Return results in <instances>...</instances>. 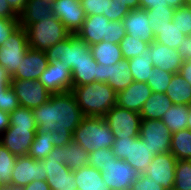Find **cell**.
<instances>
[{
	"label": "cell",
	"instance_id": "cell-34",
	"mask_svg": "<svg viewBox=\"0 0 191 190\" xmlns=\"http://www.w3.org/2000/svg\"><path fill=\"white\" fill-rule=\"evenodd\" d=\"M51 136V132L43 133L37 130L28 156L36 160L45 159L54 148L53 138Z\"/></svg>",
	"mask_w": 191,
	"mask_h": 190
},
{
	"label": "cell",
	"instance_id": "cell-19",
	"mask_svg": "<svg viewBox=\"0 0 191 190\" xmlns=\"http://www.w3.org/2000/svg\"><path fill=\"white\" fill-rule=\"evenodd\" d=\"M48 64L45 51L29 47L19 64V68L11 79L38 80Z\"/></svg>",
	"mask_w": 191,
	"mask_h": 190
},
{
	"label": "cell",
	"instance_id": "cell-2",
	"mask_svg": "<svg viewBox=\"0 0 191 190\" xmlns=\"http://www.w3.org/2000/svg\"><path fill=\"white\" fill-rule=\"evenodd\" d=\"M21 24L27 33L29 47L40 51H46L71 34L57 17L45 9H32L21 18Z\"/></svg>",
	"mask_w": 191,
	"mask_h": 190
},
{
	"label": "cell",
	"instance_id": "cell-3",
	"mask_svg": "<svg viewBox=\"0 0 191 190\" xmlns=\"http://www.w3.org/2000/svg\"><path fill=\"white\" fill-rule=\"evenodd\" d=\"M71 92L84 116L103 117L117 105V93L106 83L95 81L72 87Z\"/></svg>",
	"mask_w": 191,
	"mask_h": 190
},
{
	"label": "cell",
	"instance_id": "cell-8",
	"mask_svg": "<svg viewBox=\"0 0 191 190\" xmlns=\"http://www.w3.org/2000/svg\"><path fill=\"white\" fill-rule=\"evenodd\" d=\"M115 139L138 138L142 118L139 113L115 105L104 116Z\"/></svg>",
	"mask_w": 191,
	"mask_h": 190
},
{
	"label": "cell",
	"instance_id": "cell-57",
	"mask_svg": "<svg viewBox=\"0 0 191 190\" xmlns=\"http://www.w3.org/2000/svg\"><path fill=\"white\" fill-rule=\"evenodd\" d=\"M57 0H31L33 9H47L52 3Z\"/></svg>",
	"mask_w": 191,
	"mask_h": 190
},
{
	"label": "cell",
	"instance_id": "cell-33",
	"mask_svg": "<svg viewBox=\"0 0 191 190\" xmlns=\"http://www.w3.org/2000/svg\"><path fill=\"white\" fill-rule=\"evenodd\" d=\"M62 159L71 170L88 165V153L73 140L63 147Z\"/></svg>",
	"mask_w": 191,
	"mask_h": 190
},
{
	"label": "cell",
	"instance_id": "cell-27",
	"mask_svg": "<svg viewBox=\"0 0 191 190\" xmlns=\"http://www.w3.org/2000/svg\"><path fill=\"white\" fill-rule=\"evenodd\" d=\"M91 53L98 64L105 66L114 65L124 59L120 45L106 41L92 45Z\"/></svg>",
	"mask_w": 191,
	"mask_h": 190
},
{
	"label": "cell",
	"instance_id": "cell-48",
	"mask_svg": "<svg viewBox=\"0 0 191 190\" xmlns=\"http://www.w3.org/2000/svg\"><path fill=\"white\" fill-rule=\"evenodd\" d=\"M130 190H164L163 186L158 185L151 178L143 174H139L138 177L133 182Z\"/></svg>",
	"mask_w": 191,
	"mask_h": 190
},
{
	"label": "cell",
	"instance_id": "cell-58",
	"mask_svg": "<svg viewBox=\"0 0 191 190\" xmlns=\"http://www.w3.org/2000/svg\"><path fill=\"white\" fill-rule=\"evenodd\" d=\"M130 10L140 8V0H120Z\"/></svg>",
	"mask_w": 191,
	"mask_h": 190
},
{
	"label": "cell",
	"instance_id": "cell-21",
	"mask_svg": "<svg viewBox=\"0 0 191 190\" xmlns=\"http://www.w3.org/2000/svg\"><path fill=\"white\" fill-rule=\"evenodd\" d=\"M126 34L132 38L139 37L148 44L155 41L153 28L149 25V19L145 9L130 10L122 20Z\"/></svg>",
	"mask_w": 191,
	"mask_h": 190
},
{
	"label": "cell",
	"instance_id": "cell-36",
	"mask_svg": "<svg viewBox=\"0 0 191 190\" xmlns=\"http://www.w3.org/2000/svg\"><path fill=\"white\" fill-rule=\"evenodd\" d=\"M16 158L0 143V185H10Z\"/></svg>",
	"mask_w": 191,
	"mask_h": 190
},
{
	"label": "cell",
	"instance_id": "cell-44",
	"mask_svg": "<svg viewBox=\"0 0 191 190\" xmlns=\"http://www.w3.org/2000/svg\"><path fill=\"white\" fill-rule=\"evenodd\" d=\"M14 89L9 86L5 93H0V110L11 113L19 107Z\"/></svg>",
	"mask_w": 191,
	"mask_h": 190
},
{
	"label": "cell",
	"instance_id": "cell-39",
	"mask_svg": "<svg viewBox=\"0 0 191 190\" xmlns=\"http://www.w3.org/2000/svg\"><path fill=\"white\" fill-rule=\"evenodd\" d=\"M9 126L38 128L35 122L33 111L30 108L19 106L15 111L9 113Z\"/></svg>",
	"mask_w": 191,
	"mask_h": 190
},
{
	"label": "cell",
	"instance_id": "cell-4",
	"mask_svg": "<svg viewBox=\"0 0 191 190\" xmlns=\"http://www.w3.org/2000/svg\"><path fill=\"white\" fill-rule=\"evenodd\" d=\"M73 141L87 153L99 149H109L115 137L103 117L85 116L73 132Z\"/></svg>",
	"mask_w": 191,
	"mask_h": 190
},
{
	"label": "cell",
	"instance_id": "cell-23",
	"mask_svg": "<svg viewBox=\"0 0 191 190\" xmlns=\"http://www.w3.org/2000/svg\"><path fill=\"white\" fill-rule=\"evenodd\" d=\"M110 21L104 15L86 16L81 28L76 35L88 45L108 42V26Z\"/></svg>",
	"mask_w": 191,
	"mask_h": 190
},
{
	"label": "cell",
	"instance_id": "cell-17",
	"mask_svg": "<svg viewBox=\"0 0 191 190\" xmlns=\"http://www.w3.org/2000/svg\"><path fill=\"white\" fill-rule=\"evenodd\" d=\"M72 70L68 65L60 61H53L40 75L38 81L43 84L50 93H63L72 89Z\"/></svg>",
	"mask_w": 191,
	"mask_h": 190
},
{
	"label": "cell",
	"instance_id": "cell-16",
	"mask_svg": "<svg viewBox=\"0 0 191 190\" xmlns=\"http://www.w3.org/2000/svg\"><path fill=\"white\" fill-rule=\"evenodd\" d=\"M38 128L9 126L0 135V143L14 156H28Z\"/></svg>",
	"mask_w": 191,
	"mask_h": 190
},
{
	"label": "cell",
	"instance_id": "cell-38",
	"mask_svg": "<svg viewBox=\"0 0 191 190\" xmlns=\"http://www.w3.org/2000/svg\"><path fill=\"white\" fill-rule=\"evenodd\" d=\"M148 15L149 25L152 28L164 27L168 25L173 18L175 8L173 7H155L145 10Z\"/></svg>",
	"mask_w": 191,
	"mask_h": 190
},
{
	"label": "cell",
	"instance_id": "cell-45",
	"mask_svg": "<svg viewBox=\"0 0 191 190\" xmlns=\"http://www.w3.org/2000/svg\"><path fill=\"white\" fill-rule=\"evenodd\" d=\"M86 16L104 15L106 17V2L109 0H80Z\"/></svg>",
	"mask_w": 191,
	"mask_h": 190
},
{
	"label": "cell",
	"instance_id": "cell-29",
	"mask_svg": "<svg viewBox=\"0 0 191 190\" xmlns=\"http://www.w3.org/2000/svg\"><path fill=\"white\" fill-rule=\"evenodd\" d=\"M190 105L174 104L169 110L163 115L162 121L166 127L172 132H178L182 129L187 128L188 117H189Z\"/></svg>",
	"mask_w": 191,
	"mask_h": 190
},
{
	"label": "cell",
	"instance_id": "cell-42",
	"mask_svg": "<svg viewBox=\"0 0 191 190\" xmlns=\"http://www.w3.org/2000/svg\"><path fill=\"white\" fill-rule=\"evenodd\" d=\"M111 159H117L113 153V149H99L88 153V165L102 172V167L106 166Z\"/></svg>",
	"mask_w": 191,
	"mask_h": 190
},
{
	"label": "cell",
	"instance_id": "cell-59",
	"mask_svg": "<svg viewBox=\"0 0 191 190\" xmlns=\"http://www.w3.org/2000/svg\"><path fill=\"white\" fill-rule=\"evenodd\" d=\"M165 3H168L170 7L178 8L181 6H185L184 0H165Z\"/></svg>",
	"mask_w": 191,
	"mask_h": 190
},
{
	"label": "cell",
	"instance_id": "cell-56",
	"mask_svg": "<svg viewBox=\"0 0 191 190\" xmlns=\"http://www.w3.org/2000/svg\"><path fill=\"white\" fill-rule=\"evenodd\" d=\"M10 115L8 112L0 110V135L9 127Z\"/></svg>",
	"mask_w": 191,
	"mask_h": 190
},
{
	"label": "cell",
	"instance_id": "cell-18",
	"mask_svg": "<svg viewBox=\"0 0 191 190\" xmlns=\"http://www.w3.org/2000/svg\"><path fill=\"white\" fill-rule=\"evenodd\" d=\"M133 81L127 59L110 66L98 64V82L108 84L116 93L126 89Z\"/></svg>",
	"mask_w": 191,
	"mask_h": 190
},
{
	"label": "cell",
	"instance_id": "cell-54",
	"mask_svg": "<svg viewBox=\"0 0 191 190\" xmlns=\"http://www.w3.org/2000/svg\"><path fill=\"white\" fill-rule=\"evenodd\" d=\"M19 190H51L50 186L46 183V180L33 181L28 185L20 188Z\"/></svg>",
	"mask_w": 191,
	"mask_h": 190
},
{
	"label": "cell",
	"instance_id": "cell-31",
	"mask_svg": "<svg viewBox=\"0 0 191 190\" xmlns=\"http://www.w3.org/2000/svg\"><path fill=\"white\" fill-rule=\"evenodd\" d=\"M153 35L155 42L176 50L186 37L176 25H173L172 21L164 27L153 28Z\"/></svg>",
	"mask_w": 191,
	"mask_h": 190
},
{
	"label": "cell",
	"instance_id": "cell-52",
	"mask_svg": "<svg viewBox=\"0 0 191 190\" xmlns=\"http://www.w3.org/2000/svg\"><path fill=\"white\" fill-rule=\"evenodd\" d=\"M9 86H11V76L7 70L0 65V93H5Z\"/></svg>",
	"mask_w": 191,
	"mask_h": 190
},
{
	"label": "cell",
	"instance_id": "cell-46",
	"mask_svg": "<svg viewBox=\"0 0 191 190\" xmlns=\"http://www.w3.org/2000/svg\"><path fill=\"white\" fill-rule=\"evenodd\" d=\"M21 24V19H7L0 17V46L8 39L11 33Z\"/></svg>",
	"mask_w": 191,
	"mask_h": 190
},
{
	"label": "cell",
	"instance_id": "cell-37",
	"mask_svg": "<svg viewBox=\"0 0 191 190\" xmlns=\"http://www.w3.org/2000/svg\"><path fill=\"white\" fill-rule=\"evenodd\" d=\"M119 45L123 58L127 60L132 57H138L149 46L147 42H144L139 37L132 38L128 34L125 35Z\"/></svg>",
	"mask_w": 191,
	"mask_h": 190
},
{
	"label": "cell",
	"instance_id": "cell-14",
	"mask_svg": "<svg viewBox=\"0 0 191 190\" xmlns=\"http://www.w3.org/2000/svg\"><path fill=\"white\" fill-rule=\"evenodd\" d=\"M46 177L47 173L44 172L41 160L29 156L17 157L10 186L15 190H19L33 181L46 180Z\"/></svg>",
	"mask_w": 191,
	"mask_h": 190
},
{
	"label": "cell",
	"instance_id": "cell-15",
	"mask_svg": "<svg viewBox=\"0 0 191 190\" xmlns=\"http://www.w3.org/2000/svg\"><path fill=\"white\" fill-rule=\"evenodd\" d=\"M176 163L171 152L155 155L143 175L163 186L164 190H173Z\"/></svg>",
	"mask_w": 191,
	"mask_h": 190
},
{
	"label": "cell",
	"instance_id": "cell-7",
	"mask_svg": "<svg viewBox=\"0 0 191 190\" xmlns=\"http://www.w3.org/2000/svg\"><path fill=\"white\" fill-rule=\"evenodd\" d=\"M112 149L117 159L129 162L138 174H143L155 156L140 137L115 139Z\"/></svg>",
	"mask_w": 191,
	"mask_h": 190
},
{
	"label": "cell",
	"instance_id": "cell-61",
	"mask_svg": "<svg viewBox=\"0 0 191 190\" xmlns=\"http://www.w3.org/2000/svg\"><path fill=\"white\" fill-rule=\"evenodd\" d=\"M0 190H15L10 185H0Z\"/></svg>",
	"mask_w": 191,
	"mask_h": 190
},
{
	"label": "cell",
	"instance_id": "cell-24",
	"mask_svg": "<svg viewBox=\"0 0 191 190\" xmlns=\"http://www.w3.org/2000/svg\"><path fill=\"white\" fill-rule=\"evenodd\" d=\"M173 105L166 93L153 92L144 103L139 114L142 119L161 120Z\"/></svg>",
	"mask_w": 191,
	"mask_h": 190
},
{
	"label": "cell",
	"instance_id": "cell-13",
	"mask_svg": "<svg viewBox=\"0 0 191 190\" xmlns=\"http://www.w3.org/2000/svg\"><path fill=\"white\" fill-rule=\"evenodd\" d=\"M46 10L57 17L71 34L77 33L86 18L80 0H57Z\"/></svg>",
	"mask_w": 191,
	"mask_h": 190
},
{
	"label": "cell",
	"instance_id": "cell-55",
	"mask_svg": "<svg viewBox=\"0 0 191 190\" xmlns=\"http://www.w3.org/2000/svg\"><path fill=\"white\" fill-rule=\"evenodd\" d=\"M179 74L187 81L191 87V61L184 60Z\"/></svg>",
	"mask_w": 191,
	"mask_h": 190
},
{
	"label": "cell",
	"instance_id": "cell-60",
	"mask_svg": "<svg viewBox=\"0 0 191 190\" xmlns=\"http://www.w3.org/2000/svg\"><path fill=\"white\" fill-rule=\"evenodd\" d=\"M187 129L191 131V105L189 110V117H188Z\"/></svg>",
	"mask_w": 191,
	"mask_h": 190
},
{
	"label": "cell",
	"instance_id": "cell-26",
	"mask_svg": "<svg viewBox=\"0 0 191 190\" xmlns=\"http://www.w3.org/2000/svg\"><path fill=\"white\" fill-rule=\"evenodd\" d=\"M128 61L134 81L142 83L147 82L151 73H155L150 54V44L142 54H139L138 57H132L131 59H128Z\"/></svg>",
	"mask_w": 191,
	"mask_h": 190
},
{
	"label": "cell",
	"instance_id": "cell-10",
	"mask_svg": "<svg viewBox=\"0 0 191 190\" xmlns=\"http://www.w3.org/2000/svg\"><path fill=\"white\" fill-rule=\"evenodd\" d=\"M172 134L162 120L142 119L139 137L153 155L170 152Z\"/></svg>",
	"mask_w": 191,
	"mask_h": 190
},
{
	"label": "cell",
	"instance_id": "cell-47",
	"mask_svg": "<svg viewBox=\"0 0 191 190\" xmlns=\"http://www.w3.org/2000/svg\"><path fill=\"white\" fill-rule=\"evenodd\" d=\"M125 27L122 21H114L109 23L108 26V42L119 44L121 40L125 37Z\"/></svg>",
	"mask_w": 191,
	"mask_h": 190
},
{
	"label": "cell",
	"instance_id": "cell-49",
	"mask_svg": "<svg viewBox=\"0 0 191 190\" xmlns=\"http://www.w3.org/2000/svg\"><path fill=\"white\" fill-rule=\"evenodd\" d=\"M6 2L21 18L33 9L31 0H6Z\"/></svg>",
	"mask_w": 191,
	"mask_h": 190
},
{
	"label": "cell",
	"instance_id": "cell-35",
	"mask_svg": "<svg viewBox=\"0 0 191 190\" xmlns=\"http://www.w3.org/2000/svg\"><path fill=\"white\" fill-rule=\"evenodd\" d=\"M173 190H191V160H177Z\"/></svg>",
	"mask_w": 191,
	"mask_h": 190
},
{
	"label": "cell",
	"instance_id": "cell-5",
	"mask_svg": "<svg viewBox=\"0 0 191 190\" xmlns=\"http://www.w3.org/2000/svg\"><path fill=\"white\" fill-rule=\"evenodd\" d=\"M49 63L53 61L62 62L72 70L82 61L93 60L91 46L76 34H70L67 38L51 46L45 51Z\"/></svg>",
	"mask_w": 191,
	"mask_h": 190
},
{
	"label": "cell",
	"instance_id": "cell-20",
	"mask_svg": "<svg viewBox=\"0 0 191 190\" xmlns=\"http://www.w3.org/2000/svg\"><path fill=\"white\" fill-rule=\"evenodd\" d=\"M152 93L151 87L146 82L133 81L126 89L117 93V105L140 113Z\"/></svg>",
	"mask_w": 191,
	"mask_h": 190
},
{
	"label": "cell",
	"instance_id": "cell-43",
	"mask_svg": "<svg viewBox=\"0 0 191 190\" xmlns=\"http://www.w3.org/2000/svg\"><path fill=\"white\" fill-rule=\"evenodd\" d=\"M130 9L124 6L120 0H109L106 2V18L111 21H122Z\"/></svg>",
	"mask_w": 191,
	"mask_h": 190
},
{
	"label": "cell",
	"instance_id": "cell-28",
	"mask_svg": "<svg viewBox=\"0 0 191 190\" xmlns=\"http://www.w3.org/2000/svg\"><path fill=\"white\" fill-rule=\"evenodd\" d=\"M166 94L173 104L191 105V87L179 73L173 74Z\"/></svg>",
	"mask_w": 191,
	"mask_h": 190
},
{
	"label": "cell",
	"instance_id": "cell-32",
	"mask_svg": "<svg viewBox=\"0 0 191 190\" xmlns=\"http://www.w3.org/2000/svg\"><path fill=\"white\" fill-rule=\"evenodd\" d=\"M171 154L177 160H191V131L182 129L172 134Z\"/></svg>",
	"mask_w": 191,
	"mask_h": 190
},
{
	"label": "cell",
	"instance_id": "cell-9",
	"mask_svg": "<svg viewBox=\"0 0 191 190\" xmlns=\"http://www.w3.org/2000/svg\"><path fill=\"white\" fill-rule=\"evenodd\" d=\"M28 49L27 33L20 24L0 46V65L11 77L16 73Z\"/></svg>",
	"mask_w": 191,
	"mask_h": 190
},
{
	"label": "cell",
	"instance_id": "cell-22",
	"mask_svg": "<svg viewBox=\"0 0 191 190\" xmlns=\"http://www.w3.org/2000/svg\"><path fill=\"white\" fill-rule=\"evenodd\" d=\"M150 54L154 68H160L163 71L179 73L184 62V58L176 49L167 47L158 42L150 43Z\"/></svg>",
	"mask_w": 191,
	"mask_h": 190
},
{
	"label": "cell",
	"instance_id": "cell-1",
	"mask_svg": "<svg viewBox=\"0 0 191 190\" xmlns=\"http://www.w3.org/2000/svg\"><path fill=\"white\" fill-rule=\"evenodd\" d=\"M32 111L38 130L51 132L54 147L69 144L74 130L85 117L71 91L51 93L46 103Z\"/></svg>",
	"mask_w": 191,
	"mask_h": 190
},
{
	"label": "cell",
	"instance_id": "cell-30",
	"mask_svg": "<svg viewBox=\"0 0 191 190\" xmlns=\"http://www.w3.org/2000/svg\"><path fill=\"white\" fill-rule=\"evenodd\" d=\"M72 87L98 81V63L95 59L82 61L72 69Z\"/></svg>",
	"mask_w": 191,
	"mask_h": 190
},
{
	"label": "cell",
	"instance_id": "cell-41",
	"mask_svg": "<svg viewBox=\"0 0 191 190\" xmlns=\"http://www.w3.org/2000/svg\"><path fill=\"white\" fill-rule=\"evenodd\" d=\"M172 77L173 73L155 68V73H151L146 83L151 87L152 92L166 93Z\"/></svg>",
	"mask_w": 191,
	"mask_h": 190
},
{
	"label": "cell",
	"instance_id": "cell-50",
	"mask_svg": "<svg viewBox=\"0 0 191 190\" xmlns=\"http://www.w3.org/2000/svg\"><path fill=\"white\" fill-rule=\"evenodd\" d=\"M0 17L7 19H21L6 0H0Z\"/></svg>",
	"mask_w": 191,
	"mask_h": 190
},
{
	"label": "cell",
	"instance_id": "cell-11",
	"mask_svg": "<svg viewBox=\"0 0 191 190\" xmlns=\"http://www.w3.org/2000/svg\"><path fill=\"white\" fill-rule=\"evenodd\" d=\"M102 178L108 190H130L138 173L123 159H111L102 167Z\"/></svg>",
	"mask_w": 191,
	"mask_h": 190
},
{
	"label": "cell",
	"instance_id": "cell-6",
	"mask_svg": "<svg viewBox=\"0 0 191 190\" xmlns=\"http://www.w3.org/2000/svg\"><path fill=\"white\" fill-rule=\"evenodd\" d=\"M62 147H54L52 152L41 160L44 172L47 173L46 183L51 190H78L74 171L62 159Z\"/></svg>",
	"mask_w": 191,
	"mask_h": 190
},
{
	"label": "cell",
	"instance_id": "cell-25",
	"mask_svg": "<svg viewBox=\"0 0 191 190\" xmlns=\"http://www.w3.org/2000/svg\"><path fill=\"white\" fill-rule=\"evenodd\" d=\"M73 171L78 190H108L101 172L96 168L87 165Z\"/></svg>",
	"mask_w": 191,
	"mask_h": 190
},
{
	"label": "cell",
	"instance_id": "cell-53",
	"mask_svg": "<svg viewBox=\"0 0 191 190\" xmlns=\"http://www.w3.org/2000/svg\"><path fill=\"white\" fill-rule=\"evenodd\" d=\"M155 7H170L165 0H140V9H150Z\"/></svg>",
	"mask_w": 191,
	"mask_h": 190
},
{
	"label": "cell",
	"instance_id": "cell-62",
	"mask_svg": "<svg viewBox=\"0 0 191 190\" xmlns=\"http://www.w3.org/2000/svg\"><path fill=\"white\" fill-rule=\"evenodd\" d=\"M184 3H185L186 5H191V0H184Z\"/></svg>",
	"mask_w": 191,
	"mask_h": 190
},
{
	"label": "cell",
	"instance_id": "cell-40",
	"mask_svg": "<svg viewBox=\"0 0 191 190\" xmlns=\"http://www.w3.org/2000/svg\"><path fill=\"white\" fill-rule=\"evenodd\" d=\"M173 25H176L185 36L191 35V5L181 6L175 9Z\"/></svg>",
	"mask_w": 191,
	"mask_h": 190
},
{
	"label": "cell",
	"instance_id": "cell-51",
	"mask_svg": "<svg viewBox=\"0 0 191 190\" xmlns=\"http://www.w3.org/2000/svg\"><path fill=\"white\" fill-rule=\"evenodd\" d=\"M177 51L184 60L191 61V35L185 37L184 41L177 48Z\"/></svg>",
	"mask_w": 191,
	"mask_h": 190
},
{
	"label": "cell",
	"instance_id": "cell-12",
	"mask_svg": "<svg viewBox=\"0 0 191 190\" xmlns=\"http://www.w3.org/2000/svg\"><path fill=\"white\" fill-rule=\"evenodd\" d=\"M19 105L25 108H36L50 98L51 93L38 80L11 79Z\"/></svg>",
	"mask_w": 191,
	"mask_h": 190
}]
</instances>
